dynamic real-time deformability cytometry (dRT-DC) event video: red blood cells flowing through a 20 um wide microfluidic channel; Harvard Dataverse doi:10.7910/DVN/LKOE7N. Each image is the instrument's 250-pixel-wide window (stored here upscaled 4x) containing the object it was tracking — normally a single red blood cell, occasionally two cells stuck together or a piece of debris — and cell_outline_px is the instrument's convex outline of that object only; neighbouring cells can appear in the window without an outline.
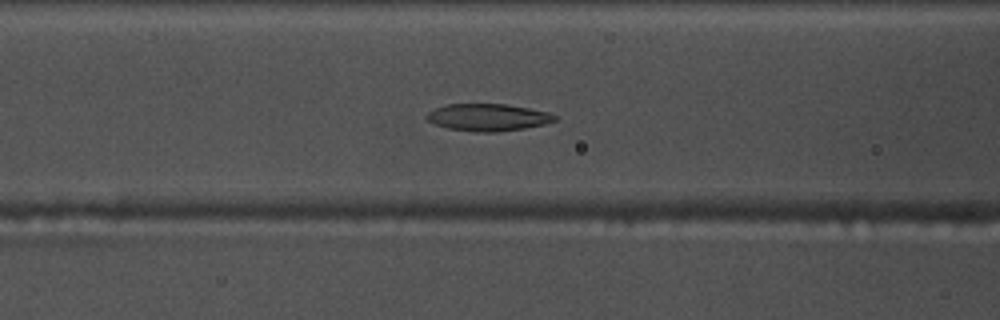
{"species": "common noctule bat (a hibernating species)", "species_latin": "Nyctalus noctula", "temperature_condition": "warm", "stored_images_in_passage": 50, "camera_frame_rate_fps": 3000, "um_per_image_px": 0.085, "animal": {"sex": "male", "body_mass_g": 17.5, "forearm_length_mm": 52.3}, "frame": {"image": 1, "passage_image": 17, "time_ms": 5.333, "image_size_px": [1000, 320], "cell_outline_px": [[556, 120], [544, 124], [524, 128], [496, 132], [476, 132], [448, 128], [436, 124], [428, 120], [424, 116], [428, 112], [436, 108], [448, 104], [504, 104], [528, 108], [548, 112], [556, 116]], "centroid_in_image_um": [41.46, 9.97], "position_along_channel_um": 125.1, "area_um2": 20.06}}
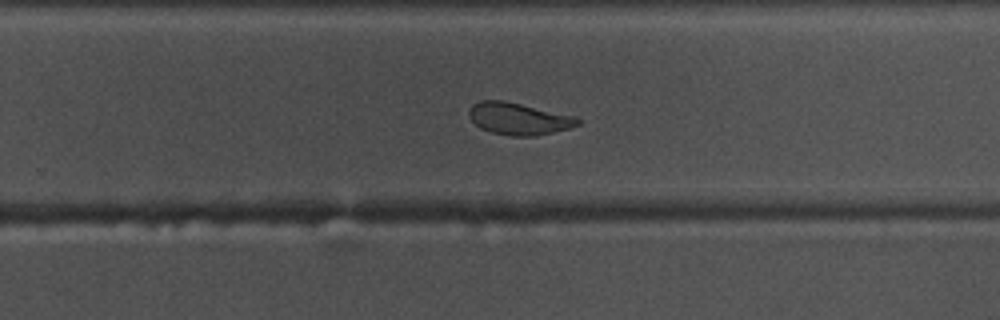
{"frame": {"image": 2, "passage_image": 30, "time_ms": 9.667, "image_size_px": [1000, 320], "cell_outline_px": [[580, 124], [572, 128], [536, 136], [512, 136], [492, 132], [480, 128], [468, 116], [468, 112], [472, 104], [480, 100], [504, 100], [576, 116], [580, 120]], "centroid_in_image_um": [44.1, 10.09], "position_along_channel_um": 285.7, "area_um2": 20.46}}
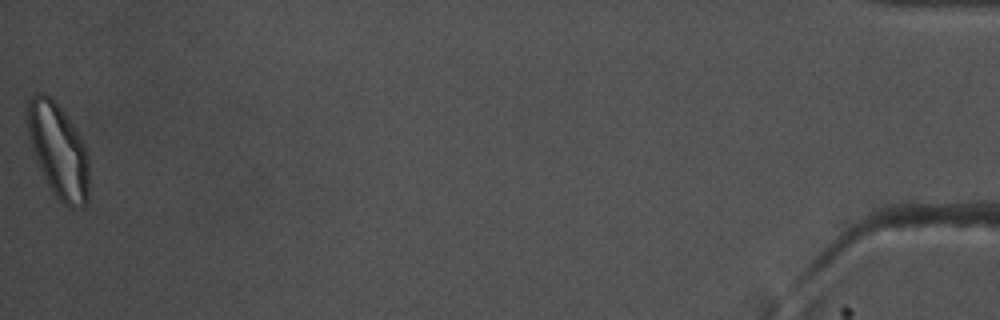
{"frame": {"image": 3, "passage_image": 50, "time_ms": 16.333, "image_size_px": [1000, 320], "cell_outline_px": [[88, 200], [84, 208], [68, 208], [52, 192], [36, 160], [24, 124], [24, 108], [28, 96], [36, 92], [44, 92], [64, 112], [80, 136], [88, 152]], "centroid_in_image_um": [4.9, 12.75], "position_along_channel_um": 430.3, "area_um2": 34.62}, "authors_computed_cell_mechanics": {"area_um2": 22.1374, "velocity_mm_per_s": 3.7207, "shape_relaxation_time_tau1_ms": 8.5058, "shape_relaxation_time_tau2_ms": 3.1156, "deformation_change_tau1": 0.1848, "deformation_change_tau2": 0.0925}}